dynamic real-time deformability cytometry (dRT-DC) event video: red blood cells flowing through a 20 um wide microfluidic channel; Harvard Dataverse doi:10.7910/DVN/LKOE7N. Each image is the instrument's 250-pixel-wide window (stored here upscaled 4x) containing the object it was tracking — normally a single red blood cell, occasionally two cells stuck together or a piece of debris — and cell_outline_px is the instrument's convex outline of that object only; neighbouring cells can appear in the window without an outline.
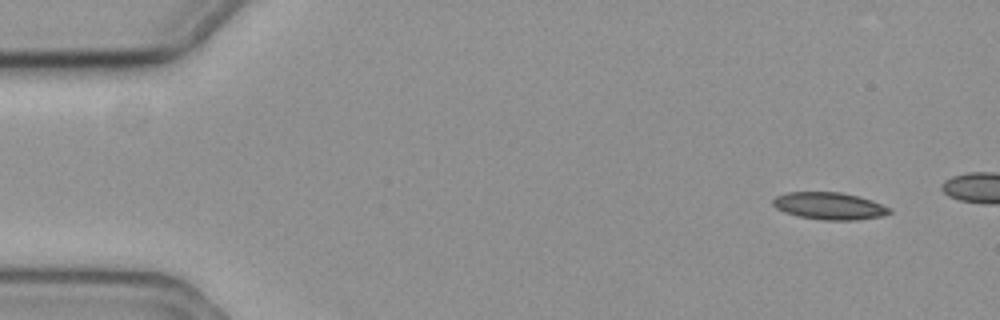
{"species": "common noctule bat (a hibernating species)", "species_latin": "Nyctalus noctula", "temperature_condition": "cold", "stored_images_in_passage": 4, "camera_frame_rate_fps": 3000, "um_per_image_px": 0.085, "animal": {"sex": "female", "body_mass_g": 19.3, "forearm_length_mm": 54.1}, "frame": {"image": 1, "passage_image": 1, "time_ms": 0.0, "image_size_px": [1000, 320], "cell_outline_px": [[892, 212], [880, 216], [856, 220], [824, 220], [800, 216], [784, 212], [776, 208], [772, 204], [772, 200], [776, 196], [784, 192], [840, 192], [860, 196], [872, 200], [892, 208]], "centroid_in_image_um": [70.5, 17.49], "position_along_channel_um": 14.5, "area_um2": 18.55}}